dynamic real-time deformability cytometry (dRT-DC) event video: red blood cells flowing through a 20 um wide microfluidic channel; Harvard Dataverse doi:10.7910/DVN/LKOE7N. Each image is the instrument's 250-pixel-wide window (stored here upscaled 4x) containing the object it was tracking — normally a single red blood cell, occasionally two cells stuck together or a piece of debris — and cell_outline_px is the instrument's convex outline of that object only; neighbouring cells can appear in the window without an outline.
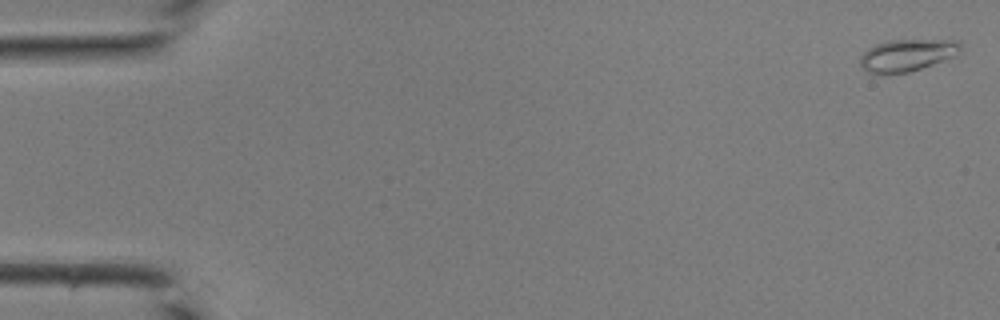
{"species": "common noctule bat (a hibernating species)", "species_latin": "Nyctalus noctula", "temperature_condition": "room temperature", "stored_images_in_passage": 9, "camera_frame_rate_fps": 3000, "um_per_image_px": 0.085, "animal": {"sex": "male", "body_mass_g": 19.0, "forearm_length_mm": 50.8}, "frame": {"image": 1, "passage_image": 1, "time_ms": 0.0, "image_size_px": [1000, 320], "cell_outline_px": [[960, 44], [956, 56], [908, 72], [888, 76], [880, 76], [868, 72], [860, 68], [860, 56], [868, 48], [876, 44], [888, 40], [960, 40]], "centroid_in_image_um": [77.02, 4.72], "position_along_channel_um": 8.0, "area_um2": 19.07}}